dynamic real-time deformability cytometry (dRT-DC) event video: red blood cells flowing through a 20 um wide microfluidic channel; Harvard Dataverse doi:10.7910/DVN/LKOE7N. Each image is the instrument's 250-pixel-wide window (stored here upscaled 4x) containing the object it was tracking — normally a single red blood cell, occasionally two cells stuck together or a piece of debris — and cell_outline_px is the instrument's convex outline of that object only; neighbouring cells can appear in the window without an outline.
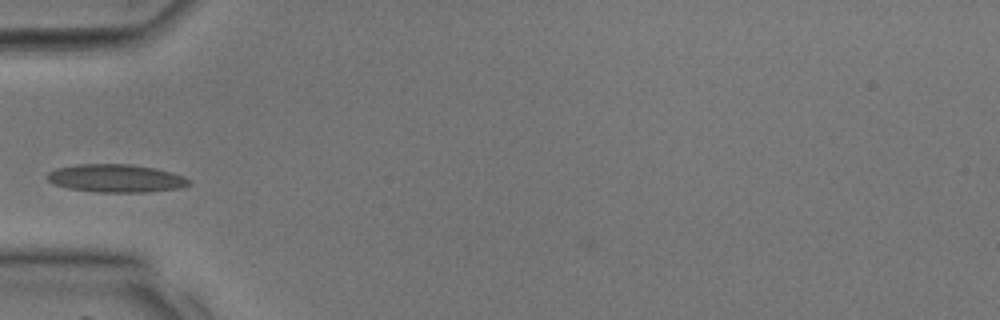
{"species": "common noctule bat (a hibernating species)", "species_latin": "Nyctalus noctula", "temperature_condition": "room temperature", "stored_images_in_passage": 27, "camera_frame_rate_fps": 3000, "um_per_image_px": 0.085, "animal": {"sex": "male", "body_mass_g": 17.9, "forearm_length_mm": 54.2}, "frame": {"image": 1, "passage_image": 2, "time_ms": 0.333, "image_size_px": [1000, 320], "cell_outline_px": [[192, 184], [180, 188], [144, 192], [100, 192], [68, 188], [52, 184], [44, 176], [48, 172], [56, 168], [80, 164], [132, 164], [172, 172], [184, 176], [192, 180]], "centroid_in_image_um": [9.86, 15.15], "position_along_channel_um": 75.1, "area_um2": 23.24}}
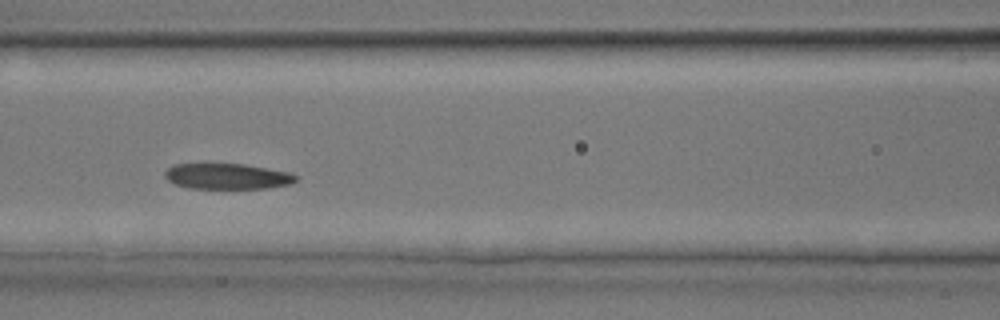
{"frame": {"image": 2, "passage_image": 6, "time_ms": 1.667, "image_size_px": [1000, 320], "cell_outline_px": [[296, 180], [292, 184], [268, 188], [188, 188], [176, 184], [168, 180], [164, 176], [164, 172], [172, 164], [204, 160], [244, 164], [288, 172], [296, 176]], "centroid_in_image_um": [19.21, 14.93], "position_along_channel_um": 147.4, "area_um2": 20.52}}
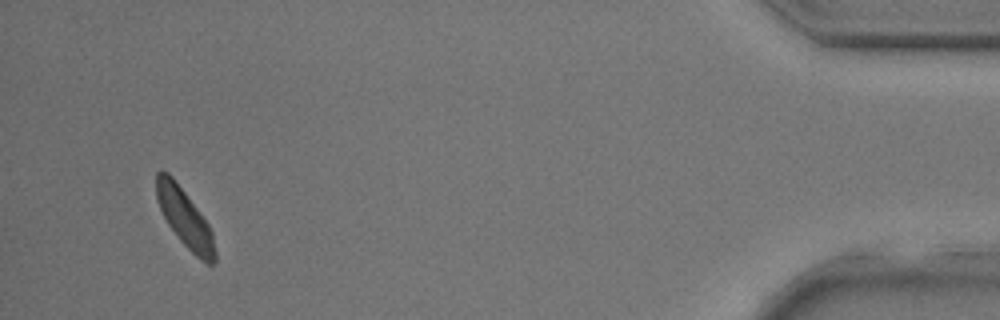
{"frame": {"image": 3, "passage_image": 25, "time_ms": 8.0, "image_size_px": [1000, 320], "cell_outline_px": [[216, 260], [212, 264], [208, 264], [200, 260], [180, 240], [168, 224], [156, 200], [156, 172], [168, 172], [172, 176], [208, 224], [212, 232], [216, 252]], "centroid_in_image_um": [15.71, 18.56], "position_along_channel_um": 419.5, "area_um2": 19.42}}